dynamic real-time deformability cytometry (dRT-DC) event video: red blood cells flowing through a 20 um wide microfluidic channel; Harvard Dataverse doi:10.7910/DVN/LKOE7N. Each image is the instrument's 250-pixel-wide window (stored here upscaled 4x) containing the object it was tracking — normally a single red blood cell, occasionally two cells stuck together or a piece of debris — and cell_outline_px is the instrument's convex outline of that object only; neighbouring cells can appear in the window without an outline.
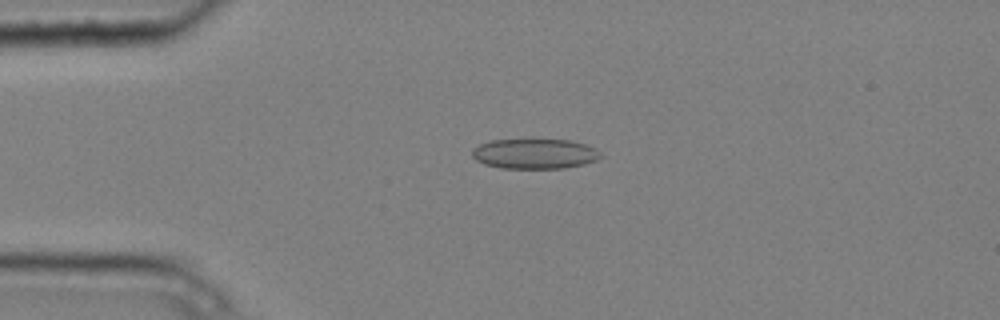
{"species": "common noctule bat (a hibernating species)", "species_latin": "Nyctalus noctula", "temperature_condition": "cold", "stored_images_in_passage": 5, "camera_frame_rate_fps": 3000, "um_per_image_px": 0.085, "animal": {"sex": "male", "body_mass_g": 20.4}, "frame": {"image": 1, "passage_image": 4, "time_ms": 1.0, "image_size_px": [1000, 320], "cell_outline_px": [[604, 156], [596, 160], [584, 164], [564, 168], [500, 168], [484, 164], [476, 160], [472, 156], [472, 148], [480, 144], [492, 140], [524, 136], [532, 136], [572, 140], [596, 148]], "centroid_in_image_um": [45.44, 13.0], "position_along_channel_um": 39.6, "area_um2": 23.81}}